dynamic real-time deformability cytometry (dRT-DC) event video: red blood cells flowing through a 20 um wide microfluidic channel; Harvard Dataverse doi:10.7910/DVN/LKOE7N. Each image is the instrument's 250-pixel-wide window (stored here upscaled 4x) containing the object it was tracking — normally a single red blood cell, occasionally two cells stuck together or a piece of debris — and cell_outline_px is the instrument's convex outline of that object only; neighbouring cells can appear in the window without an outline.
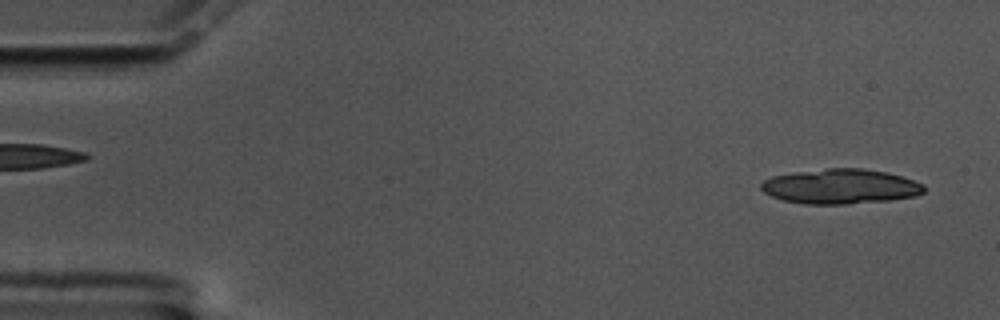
{"species": "common noctule bat (a hibernating species)", "species_latin": "Nyctalus noctula", "temperature_condition": "cold", "stored_images_in_passage": 16, "camera_frame_rate_fps": 3000, "um_per_image_px": 0.085, "animal": {"sex": "male", "body_mass_g": 17.5, "forearm_length_mm": 52.3}, "frame": {"image": 1, "passage_image": 2, "time_ms": 0.333, "image_size_px": [1000, 320], "cell_outline_px": [[924, 192], [916, 196], [888, 200], [844, 204], [804, 204], [784, 200], [772, 196], [764, 192], [760, 188], [760, 184], [764, 180], [772, 176], [796, 172], [828, 168], [860, 168], [888, 172], [924, 184]], "centroid_in_image_um": [71.43, 15.84], "position_along_channel_um": 13.6, "area_um2": 32.95}}